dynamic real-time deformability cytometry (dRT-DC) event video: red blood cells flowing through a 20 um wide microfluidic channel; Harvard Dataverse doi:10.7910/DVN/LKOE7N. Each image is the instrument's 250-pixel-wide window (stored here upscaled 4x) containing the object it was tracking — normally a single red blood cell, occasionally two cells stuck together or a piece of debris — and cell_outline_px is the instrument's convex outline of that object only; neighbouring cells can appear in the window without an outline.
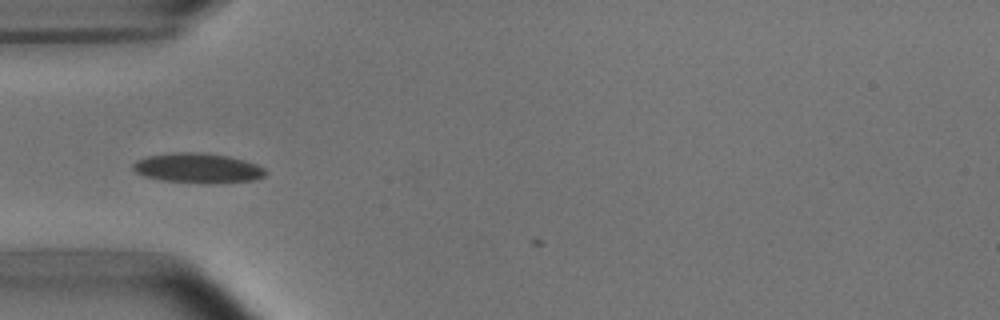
{"species": "common noctule bat (a hibernating species)", "species_latin": "Nyctalus noctula", "temperature_condition": "room temperature", "stored_images_in_passage": 2, "camera_frame_rate_fps": 3000, "um_per_image_px": 0.085, "animal": {"sex": "male", "body_mass_g": 15.6}, "frame": {"image": 1, "passage_image": 1, "time_ms": 0.0, "image_size_px": [1000, 320], "cell_outline_px": [[268, 172], [264, 176], [256, 180], [212, 184], [204, 184], [160, 180], [144, 176], [136, 172], [132, 168], [132, 164], [136, 160], [148, 156], [172, 152], [200, 152], [228, 156], [244, 160], [256, 164], [264, 168]], "centroid_in_image_um": [16.82, 14.3], "position_along_channel_um": 68.2, "area_um2": 23.41}}